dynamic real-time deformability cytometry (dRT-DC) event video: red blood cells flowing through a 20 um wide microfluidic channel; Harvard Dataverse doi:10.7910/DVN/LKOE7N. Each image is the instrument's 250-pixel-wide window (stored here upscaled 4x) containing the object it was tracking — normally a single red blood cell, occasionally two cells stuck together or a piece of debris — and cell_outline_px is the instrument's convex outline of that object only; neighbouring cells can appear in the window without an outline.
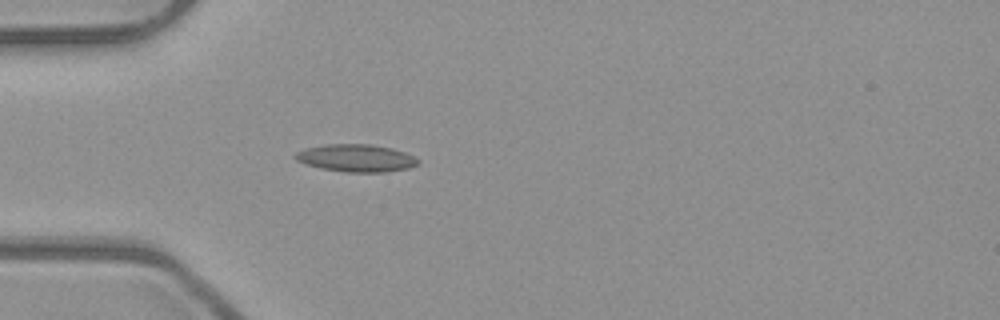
{"species": "common noctule bat (a hibernating species)", "species_latin": "Nyctalus noctula", "temperature_condition": "room temperature", "stored_images_in_passage": 4, "camera_frame_rate_fps": 3000, "um_per_image_px": 0.085, "animal": {"sex": "male", "body_mass_g": 23.1, "forearm_length_mm": 52.7}, "frame": {"image": 1, "passage_image": 4, "time_ms": 1.0, "image_size_px": [1000, 320], "cell_outline_px": [[420, 160], [416, 164], [408, 168], [384, 172], [344, 172], [320, 168], [304, 164], [296, 160], [292, 156], [296, 152], [304, 148], [324, 144], [368, 144], [392, 148], [404, 152]], "centroid_in_image_um": [30.2, 13.43], "position_along_channel_um": 54.8, "area_um2": 19.71}}